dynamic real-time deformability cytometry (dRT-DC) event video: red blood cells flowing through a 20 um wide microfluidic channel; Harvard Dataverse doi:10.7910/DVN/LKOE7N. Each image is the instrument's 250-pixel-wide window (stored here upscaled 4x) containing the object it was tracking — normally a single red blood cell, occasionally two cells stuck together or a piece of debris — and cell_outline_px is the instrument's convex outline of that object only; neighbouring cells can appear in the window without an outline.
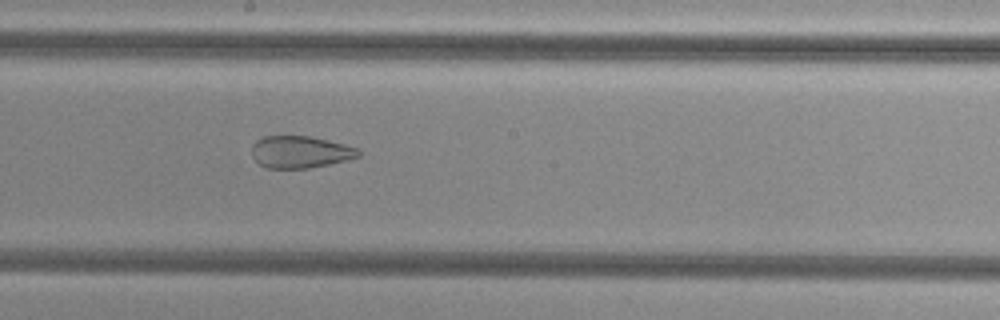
{"species": "common noctule bat (a hibernating species)", "species_latin": "Nyctalus noctula", "temperature_condition": "cold", "stored_images_in_passage": 55, "camera_frame_rate_fps": 3000, "um_per_image_px": 0.085, "animal": {"sex": "female", "body_mass_g": 29.2, "forearm_length_mm": 56.3}, "frame": {"image": 1, "passage_image": 31, "time_ms": 10.0, "image_size_px": [1000, 320], "cell_outline_px": [[360, 156], [348, 160], [308, 168], [268, 168], [260, 164], [252, 156], [252, 144], [256, 140], [264, 136], [312, 136], [360, 148]], "centroid_in_image_um": [25.54, 12.91], "position_along_channel_um": 222.7, "area_um2": 20.0}}
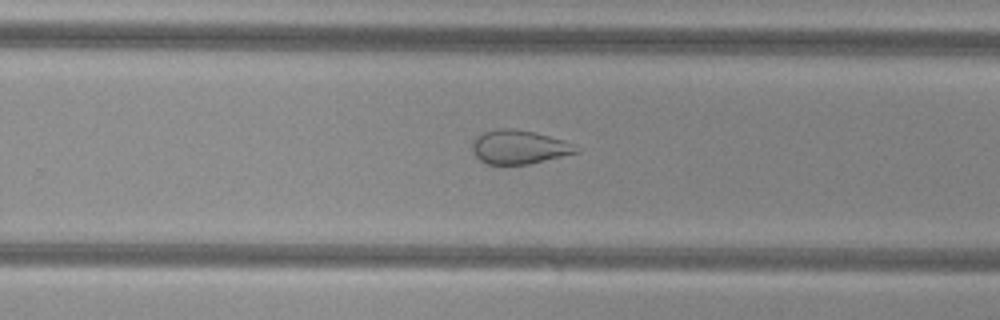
{"frame": {"image": 2, "passage_image": 36, "time_ms": 11.667, "image_size_px": [1000, 320], "cell_outline_px": [[580, 152], [528, 164], [488, 164], [480, 160], [472, 152], [472, 140], [476, 136], [484, 132], [500, 128], [508, 128], [536, 132], [564, 140], [580, 148]], "centroid_in_image_um": [44.11, 12.49], "position_along_channel_um": 285.7, "area_um2": 20.52}}
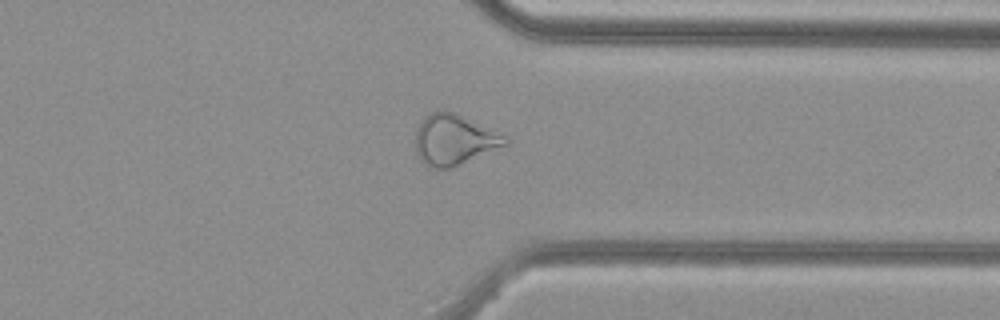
{"frame": {"image": 3, "passage_image": 43, "time_ms": 14.0, "image_size_px": [1000, 320], "cell_outline_px": [[508, 144], [448, 168], [432, 168], [424, 164], [420, 160], [416, 152], [416, 132], [424, 116], [440, 108], [452, 112], [508, 136]], "centroid_in_image_um": [38.57, 11.86], "position_along_channel_um": 372.8, "area_um2": 26.01}, "authors_computed_cell_mechanics": {"area_um2": 29.9404, "velocity_mm_per_s": 3.7839, "shape_relaxation_time_tau1_ms": null, "shape_relaxation_time_tau2_ms": 1.6189, "deformation_change_tau1": null, "deformation_change_tau2": 0.0866}}